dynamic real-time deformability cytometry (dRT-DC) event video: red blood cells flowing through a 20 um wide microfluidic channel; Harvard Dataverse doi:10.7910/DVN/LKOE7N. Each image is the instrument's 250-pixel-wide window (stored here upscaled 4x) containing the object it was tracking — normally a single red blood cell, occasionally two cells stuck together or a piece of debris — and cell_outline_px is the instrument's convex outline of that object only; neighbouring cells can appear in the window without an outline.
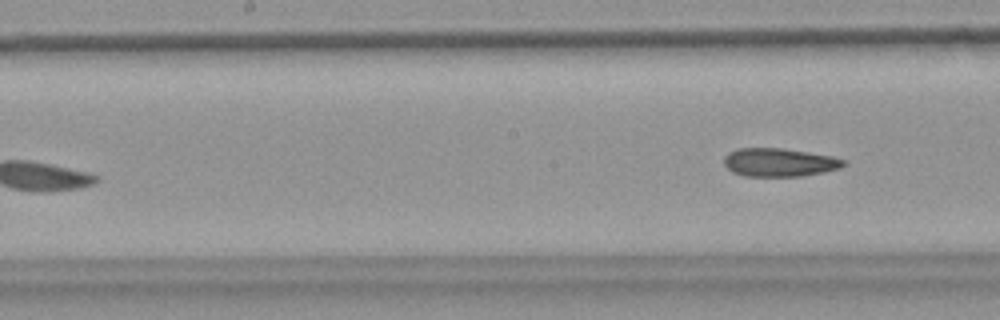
{"species": "common noctule bat (a hibernating species)", "species_latin": "Nyctalus noctula", "temperature_condition": "warm", "stored_images_in_passage": 9, "camera_frame_rate_fps": 3000, "um_per_image_px": 0.085, "animal": {"sex": "female", "body_mass_g": 18.4}, "frame": {"image": 1, "passage_image": 9, "time_ms": 2.667, "image_size_px": [1000, 320], "cell_outline_px": [[848, 164], [840, 168], [824, 172], [800, 176], [744, 176], [732, 172], [724, 164], [724, 156], [728, 152], [740, 148], [780, 148], [832, 156], [844, 160]], "centroid_in_image_um": [66.23, 13.8], "position_along_channel_um": 182.0, "area_um2": 19.71}}